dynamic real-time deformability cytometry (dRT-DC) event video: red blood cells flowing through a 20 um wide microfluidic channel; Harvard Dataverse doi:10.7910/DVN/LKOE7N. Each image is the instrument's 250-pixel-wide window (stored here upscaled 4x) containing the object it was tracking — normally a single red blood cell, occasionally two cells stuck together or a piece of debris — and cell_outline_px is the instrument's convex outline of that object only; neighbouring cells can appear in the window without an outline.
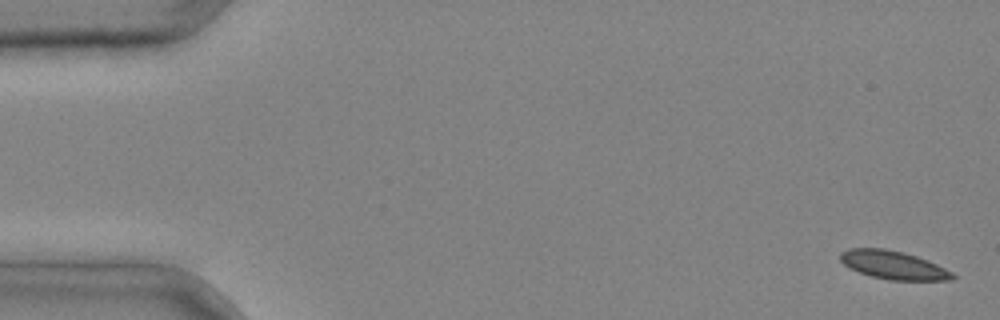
{"species": "common noctule bat (a hibernating species)", "species_latin": "Nyctalus noctula", "temperature_condition": "cold", "stored_images_in_passage": 4, "camera_frame_rate_fps": 3000, "um_per_image_px": 0.085, "animal": {"sex": "male", "body_mass_g": 20.4}, "frame": {"image": 1, "passage_image": 1, "time_ms": 0.0, "image_size_px": [1000, 320], "cell_outline_px": [[956, 276], [952, 280], [888, 280], [872, 276], [848, 268], [840, 260], [840, 252], [848, 248], [884, 248], [904, 252], [928, 260], [952, 272]], "centroid_in_image_um": [75.91, 22.52], "position_along_channel_um": 9.1, "area_um2": 18.55}}
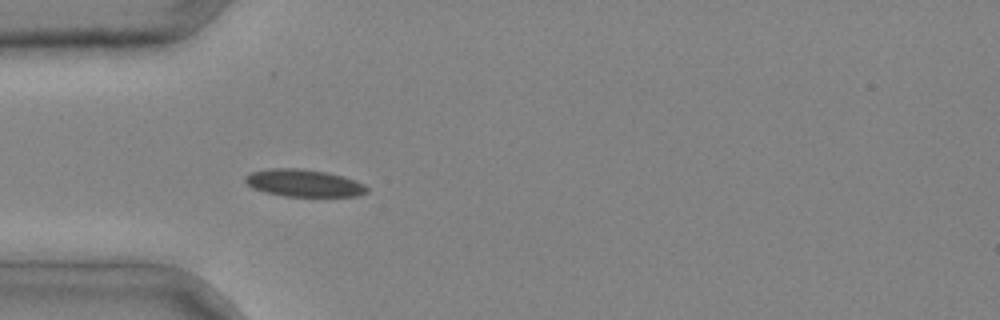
{"frame": {"image": 2, "passage_image": 4, "time_ms": 1.0, "image_size_px": [1000, 320], "cell_outline_px": [[368, 192], [360, 196], [284, 196], [264, 192], [252, 188], [244, 180], [244, 176], [252, 172], [268, 168], [300, 168], [328, 172], [344, 176], [364, 184], [368, 188]], "centroid_in_image_um": [25.83, 15.55], "position_along_channel_um": 59.2, "area_um2": 19.54}}